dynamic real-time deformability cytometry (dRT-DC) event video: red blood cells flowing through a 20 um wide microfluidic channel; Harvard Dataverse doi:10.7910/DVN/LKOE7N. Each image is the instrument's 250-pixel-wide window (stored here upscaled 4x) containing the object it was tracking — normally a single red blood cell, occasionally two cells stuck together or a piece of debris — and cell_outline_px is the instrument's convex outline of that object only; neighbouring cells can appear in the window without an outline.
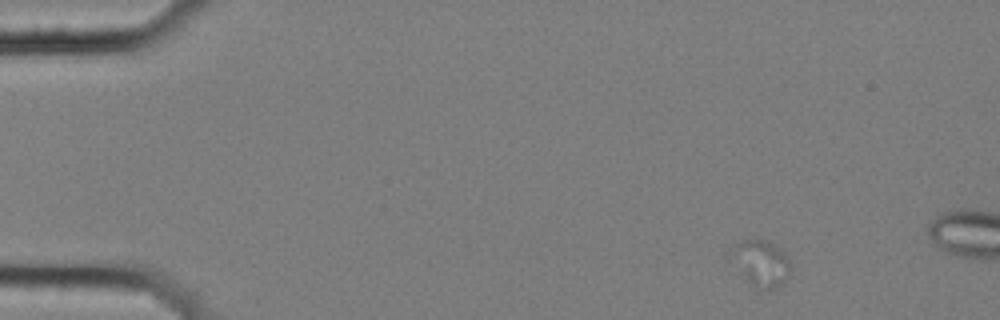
{"species": "common noctule bat (a hibernating species)", "species_latin": "Nyctalus noctula", "temperature_condition": "cold", "stored_images_in_passage": 4, "camera_frame_rate_fps": 3000, "um_per_image_px": 0.085, "animal": {"sex": "female", "body_mass_g": 25.1}, "frame": {"image": 1, "passage_image": 1, "time_ms": 0.0, "image_size_px": [1000, 320], "cell_outline_px": [[792, 268], [784, 284], [772, 288], [768, 288], [752, 284], [748, 280], [744, 272], [736, 244], [744, 240], [764, 240], [772, 244], [784, 252], [788, 256]], "centroid_in_image_um": [64.94, 22.38], "position_along_channel_um": 20.1, "area_um2": 14.1}}